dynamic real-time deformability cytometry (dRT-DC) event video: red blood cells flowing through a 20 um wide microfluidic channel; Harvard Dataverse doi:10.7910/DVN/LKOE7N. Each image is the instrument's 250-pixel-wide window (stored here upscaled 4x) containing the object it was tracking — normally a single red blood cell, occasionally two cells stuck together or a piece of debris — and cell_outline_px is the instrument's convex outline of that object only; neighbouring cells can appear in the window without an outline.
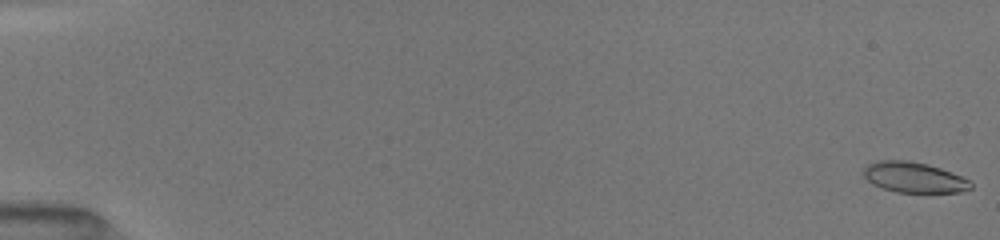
{"species": "common noctule bat (a hibernating species)", "species_latin": "Nyctalus noctula", "temperature_condition": "room temperature", "stored_images_in_passage": 53, "camera_frame_rate_fps": 3000, "um_per_image_px": 0.085, "animal": {"sex": "female", "body_mass_g": 19.5, "forearm_length_mm": 54.1}, "frame": {"image": 1, "passage_image": 1, "time_ms": 0.0, "image_size_px": [1000, 240], "cell_outline_px": [[972, 188], [960, 192], [928, 196], [896, 192], [880, 188], [872, 184], [860, 172], [868, 164], [876, 160], [908, 160], [928, 164], [952, 172], [968, 180], [972, 184]], "centroid_in_image_um": [77.69, 15.13], "position_along_channel_um": 7.3, "area_um2": 20.11}}
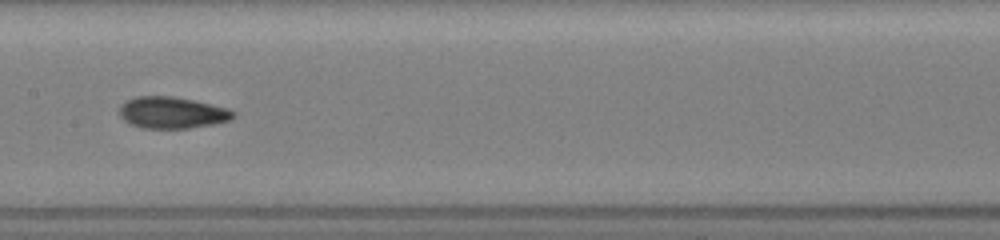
{"frame": {"image": 2, "passage_image": 35, "time_ms": 9.0, "image_size_px": [1000, 240], "cell_outline_px": [[236, 116], [232, 120], [212, 124], [188, 128], [140, 128], [128, 124], [120, 116], [120, 104], [136, 96], [172, 96], [192, 100], [228, 108], [236, 112]], "centroid_in_image_um": [14.62, 9.58], "position_along_channel_um": 192.8, "area_um2": 21.04}}
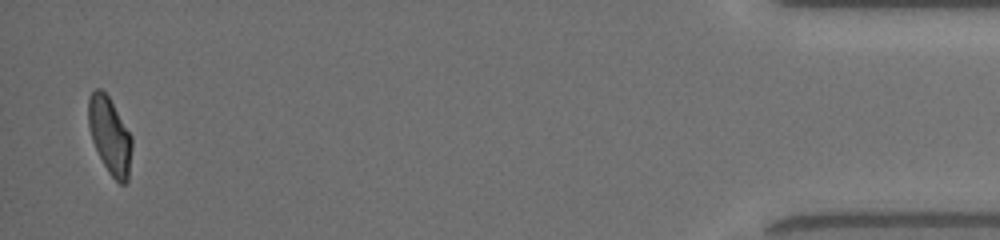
{"frame": {"image": 3, "passage_image": 53, "time_ms": 16.667, "image_size_px": [1000, 240], "cell_outline_px": [[132, 148], [128, 180], [124, 184], [120, 184], [108, 172], [92, 140], [88, 128], [88, 100], [92, 92], [96, 88], [100, 88], [108, 96], [132, 136]], "centroid_in_image_um": [9.34, 11.53], "position_along_channel_um": 425.9, "area_um2": 19.31}, "authors_computed_cell_mechanics": {"area_um2": 20.1144, "velocity_mm_per_s": 4.0559, "shape_relaxation_time_tau1_ms": 6.3562, "shape_relaxation_time_tau2_ms": 2.2825, "deformation_change_tau1": 0.1819, "deformation_change_tau2": 0.0895}}